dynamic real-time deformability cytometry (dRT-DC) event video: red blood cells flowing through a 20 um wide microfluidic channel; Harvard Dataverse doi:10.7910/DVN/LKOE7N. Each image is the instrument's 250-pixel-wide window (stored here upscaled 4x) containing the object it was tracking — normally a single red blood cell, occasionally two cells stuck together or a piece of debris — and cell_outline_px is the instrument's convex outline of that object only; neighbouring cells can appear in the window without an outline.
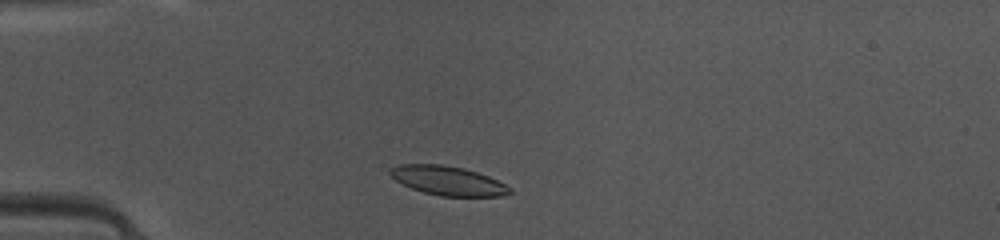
{"species": "common noctule bat (a hibernating species)", "species_latin": "Nyctalus noctula", "temperature_condition": "warm", "stored_images_in_passage": 41, "camera_frame_rate_fps": 3000, "um_per_image_px": 0.085, "animal": {"sex": "female", "body_mass_g": 10.0, "forearm_length_mm": 53.1}, "frame": {"image": 1, "passage_image": 6, "time_ms": 1.667, "image_size_px": [1000, 240], "cell_outline_px": [[512, 192], [500, 196], [440, 196], [424, 192], [412, 188], [396, 180], [388, 172], [392, 168], [400, 164], [440, 164], [464, 168], [488, 176], [512, 188]], "centroid_in_image_um": [38.08, 15.36], "position_along_channel_um": 46.9, "area_um2": 20.06}}
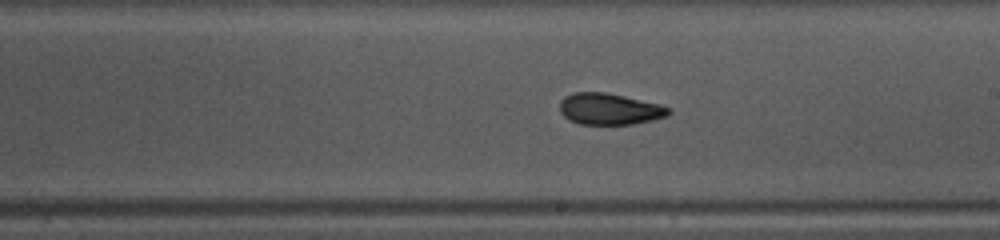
{"frame": {"image": 2, "passage_image": 21, "time_ms": 6.667, "image_size_px": [1000, 240], "cell_outline_px": [[672, 112], [668, 116], [652, 120], [632, 124], [580, 124], [568, 120], [560, 112], [560, 100], [564, 96], [572, 92], [608, 92], [660, 104], [672, 108]], "centroid_in_image_um": [51.82, 9.25], "position_along_channel_um": 237.2, "area_um2": 20.23}}
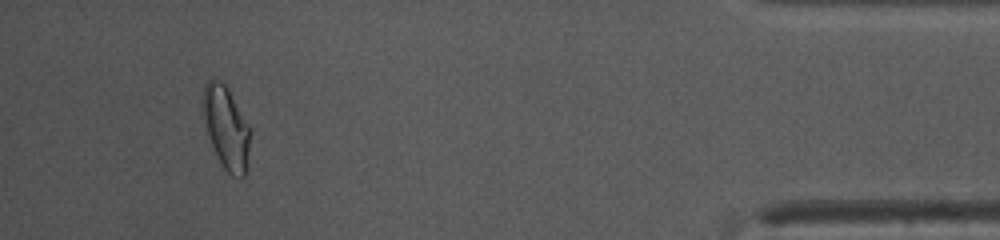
{"frame": {"image": 3, "passage_image": 38, "time_ms": 12.333, "image_size_px": [1000, 240], "cell_outline_px": [[248, 148], [244, 176], [232, 176], [224, 168], [212, 144], [208, 132], [200, 100], [204, 84], [208, 80], [220, 80], [228, 88], [248, 124]], "centroid_in_image_um": [19.18, 10.76], "position_along_channel_um": 416.0, "area_um2": 21.96}, "authors_computed_cell_mechanics": {"area_um2": 20.519, "velocity_mm_per_s": 4.1598, "shape_relaxation_time_tau1_ms": 3.7785, "shape_relaxation_time_tau2_ms": 1.5336, "deformation_change_tau1": 0.1368, "deformation_change_tau2": 0.0768}}